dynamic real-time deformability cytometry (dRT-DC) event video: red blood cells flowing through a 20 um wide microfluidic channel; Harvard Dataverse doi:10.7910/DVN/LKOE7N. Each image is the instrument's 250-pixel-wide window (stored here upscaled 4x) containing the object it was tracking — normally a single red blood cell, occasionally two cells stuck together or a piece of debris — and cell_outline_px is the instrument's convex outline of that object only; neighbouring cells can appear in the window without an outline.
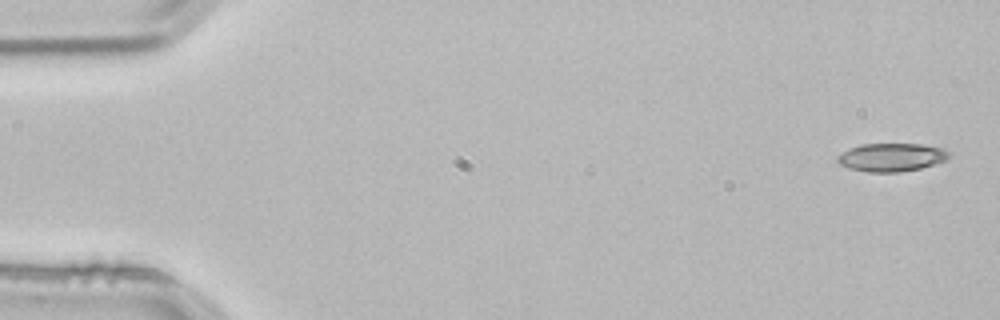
{"species": "common noctule bat (a hibernating species)", "species_latin": "Nyctalus noctula", "temperature_condition": "room temperature", "stored_images_in_passage": 4, "camera_frame_rate_fps": 3000, "um_per_image_px": 0.085, "animal": {"sex": "male", "body_mass_g": 21.5, "forearm_length_mm": 52.0}, "frame": {"image": 1, "passage_image": 1, "time_ms": 0.0, "image_size_px": [1000, 320], "cell_outline_px": [[952, 152], [948, 160], [920, 168], [900, 172], [868, 172], [848, 168], [840, 164], [836, 160], [836, 156], [848, 148], [860, 144], [924, 144], [944, 148]], "centroid_in_image_um": [75.8, 13.36], "position_along_channel_um": 9.2, "area_um2": 18.67}}
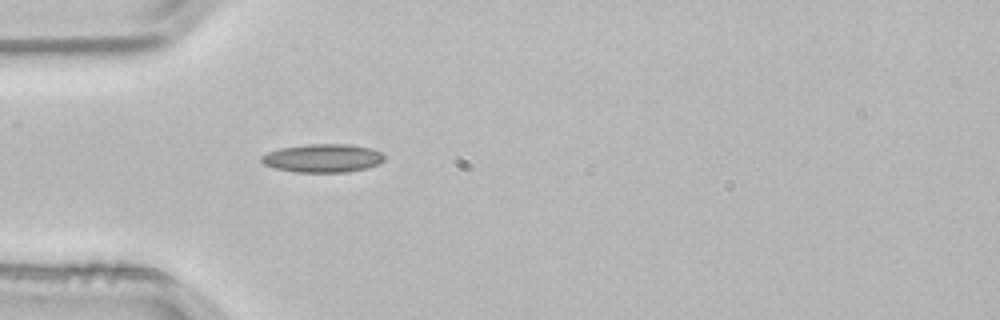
{"frame": {"image": 2, "passage_image": 4, "time_ms": 1.0, "image_size_px": [1000, 320], "cell_outline_px": [[384, 160], [380, 164], [368, 168], [348, 172], [296, 172], [276, 168], [264, 164], [260, 160], [260, 156], [268, 152], [280, 148], [304, 144], [348, 144], [372, 148], [380, 152], [384, 156]], "centroid_in_image_um": [27.45, 13.44], "position_along_channel_um": 57.5, "area_um2": 20.46}}